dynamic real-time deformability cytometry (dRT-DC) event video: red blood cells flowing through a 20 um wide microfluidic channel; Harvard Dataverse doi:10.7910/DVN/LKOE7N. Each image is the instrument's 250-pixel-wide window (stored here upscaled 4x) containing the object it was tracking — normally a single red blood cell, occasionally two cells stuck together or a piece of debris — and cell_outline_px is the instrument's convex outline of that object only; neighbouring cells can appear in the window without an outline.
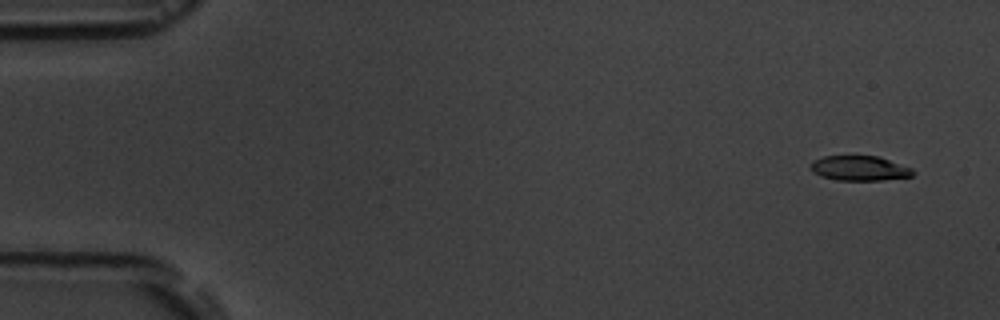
{"species": "common noctule bat (a hibernating species)", "species_latin": "Nyctalus noctula", "temperature_condition": "room temperature", "stored_images_in_passage": 6, "camera_frame_rate_fps": 3000, "um_per_image_px": 0.085, "animal": {"sex": "male", "body_mass_g": 19.5, "forearm_length_mm": 54.6}, "frame": {"image": 1, "passage_image": 1, "time_ms": 0.0, "image_size_px": [1000, 320], "cell_outline_px": [[916, 172], [912, 176], [884, 180], [836, 180], [820, 176], [812, 172], [812, 160], [824, 156], [880, 156], [912, 168]], "centroid_in_image_um": [73.08, 14.3], "position_along_channel_um": 11.9, "area_um2": 14.91}}
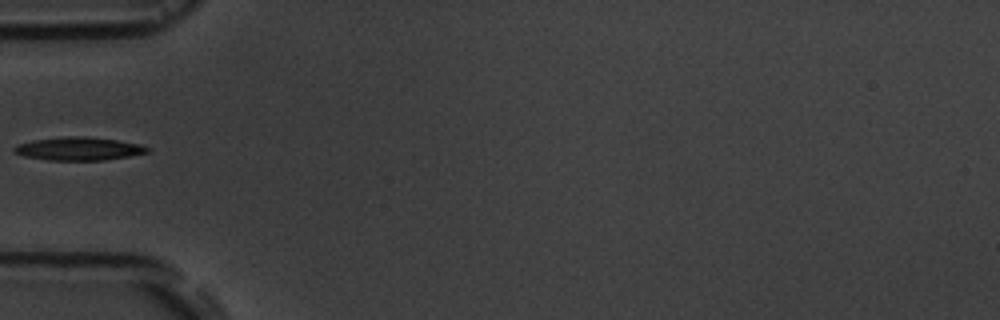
{"frame": {"image": 2, "passage_image": 5, "time_ms": 5.333, "image_size_px": [1000, 320], "cell_outline_px": [[152, 148], [148, 152], [128, 156], [104, 160], [48, 160], [24, 156], [12, 152], [12, 148], [16, 144], [32, 140], [68, 136], [84, 136], [116, 140], [140, 144]], "centroid_in_image_um": [6.65, 12.64], "position_along_channel_um": 78.3, "area_um2": 18.03}}
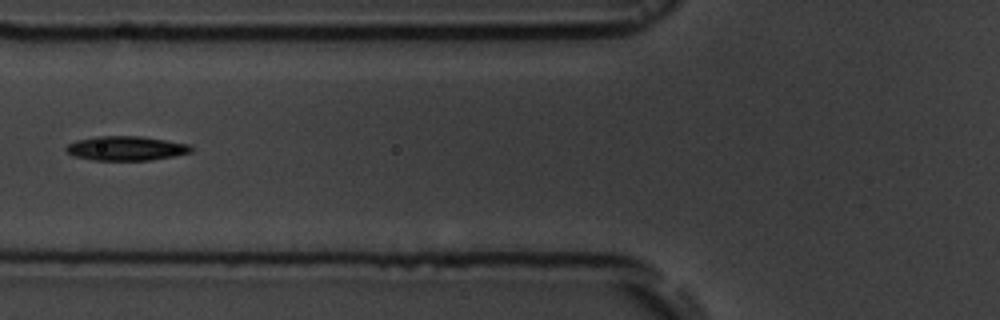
{"frame": {"image": 3, "passage_image": 6, "time_ms": 6.333, "image_size_px": [1000, 320], "cell_outline_px": [[192, 152], [172, 156], [148, 160], [92, 160], [72, 156], [64, 148], [68, 144], [76, 140], [96, 136], [140, 136], [188, 144], [192, 148]], "centroid_in_image_um": [10.66, 12.6], "position_along_channel_um": 115.1, "area_um2": 17.63}}